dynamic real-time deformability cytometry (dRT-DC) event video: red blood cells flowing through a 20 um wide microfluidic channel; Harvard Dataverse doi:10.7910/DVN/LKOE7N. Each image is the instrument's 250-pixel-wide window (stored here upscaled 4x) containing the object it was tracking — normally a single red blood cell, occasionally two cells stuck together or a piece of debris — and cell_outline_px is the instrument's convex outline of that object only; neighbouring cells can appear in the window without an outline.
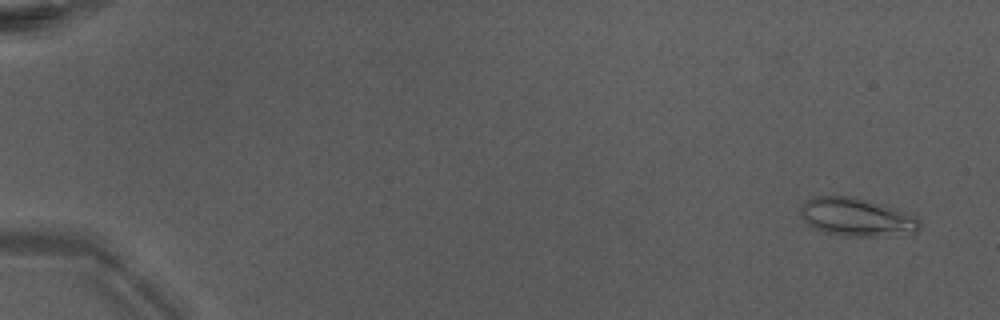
{"species": "Egyptian fruit bat (a non-hibernating species)", "species_latin": "Rousettus aegyptiacus", "temperature_condition": "warm", "stored_images_in_passage": 17, "camera_frame_rate_fps": 3000, "um_per_image_px": 0.085, "animal": {"sex": "male"}, "frame": {"image": 1, "passage_image": 3, "time_ms": 0.667, "image_size_px": [1000, 320], "cell_outline_px": [[920, 228], [916, 232], [876, 236], [844, 236], [828, 232], [816, 228], [808, 224], [800, 212], [800, 208], [808, 200], [816, 196], [852, 196], [896, 208], [916, 216], [920, 224]], "centroid_in_image_um": [72.84, 18.45], "position_along_channel_um": 12.2, "area_um2": 26.07}}